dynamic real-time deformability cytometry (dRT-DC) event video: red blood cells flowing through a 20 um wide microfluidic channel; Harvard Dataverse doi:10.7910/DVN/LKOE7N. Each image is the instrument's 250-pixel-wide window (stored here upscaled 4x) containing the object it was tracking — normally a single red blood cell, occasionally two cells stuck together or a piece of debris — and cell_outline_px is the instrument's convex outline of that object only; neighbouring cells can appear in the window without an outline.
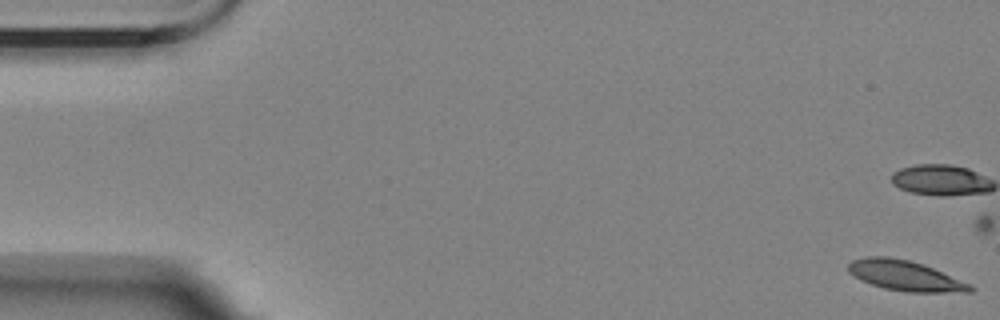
{"species": "Egyptian fruit bat (a non-hibernating species)", "species_latin": "Rousettus aegyptiacus", "temperature_condition": "room temperature", "stored_images_in_passage": 6, "segment_of_instrument_passage": [2, 2], "camera_frame_rate_fps": 3000, "um_per_image_px": 0.085, "animal": {"sex": "female"}, "frame": {"image": 1, "passage_image": 6, "time_ms": 7.0, "image_size_px": [1000, 320], "cell_outline_px": [[976, 288], [972, 292], [908, 292], [884, 288], [860, 280], [852, 276], [848, 272], [848, 264], [852, 260], [864, 256], [888, 256], [908, 260], [924, 264], [972, 284]], "centroid_in_image_um": [76.95, 23.42], "position_along_channel_um": 8.1, "area_um2": 21.73}}